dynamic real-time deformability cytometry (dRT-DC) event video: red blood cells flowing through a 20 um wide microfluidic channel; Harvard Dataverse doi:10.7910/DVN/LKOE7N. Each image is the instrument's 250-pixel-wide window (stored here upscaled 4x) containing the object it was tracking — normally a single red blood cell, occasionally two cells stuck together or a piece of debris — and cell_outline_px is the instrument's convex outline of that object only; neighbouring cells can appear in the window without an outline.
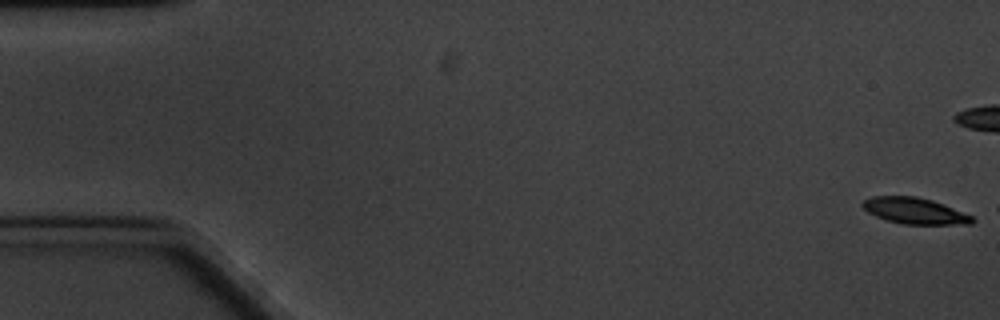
{"species": "common noctule bat (a hibernating species)", "species_latin": "Nyctalus noctula", "temperature_condition": "cold", "stored_images_in_passage": 3, "camera_frame_rate_fps": 3000, "um_per_image_px": 0.085, "animal": {"sex": "male", "body_mass_g": 20.1, "forearm_length_mm": 53.5}, "frame": {"image": 1, "passage_image": 1, "time_ms": 0.0, "image_size_px": [1000, 320], "cell_outline_px": [[976, 220], [972, 224], [904, 224], [884, 220], [868, 212], [860, 204], [864, 200], [872, 196], [916, 196], [932, 200], [972, 216]], "centroid_in_image_um": [77.72, 17.92], "position_along_channel_um": 7.3, "area_um2": 16.65}}